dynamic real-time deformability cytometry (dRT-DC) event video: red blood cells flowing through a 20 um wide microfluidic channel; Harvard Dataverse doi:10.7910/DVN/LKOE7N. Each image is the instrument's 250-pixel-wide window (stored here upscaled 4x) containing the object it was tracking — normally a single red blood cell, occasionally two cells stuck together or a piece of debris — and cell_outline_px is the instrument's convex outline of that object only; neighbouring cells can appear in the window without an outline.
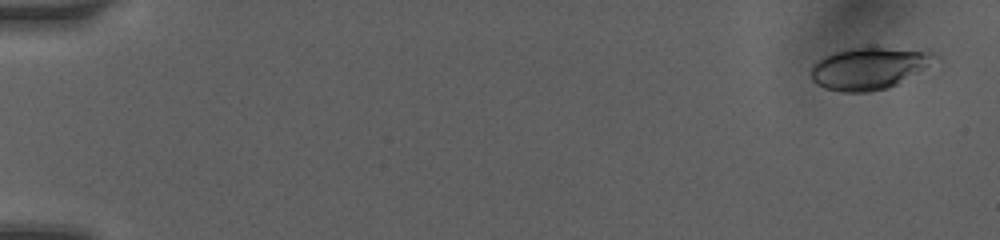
{"species": "human", "species_latin": "Homo sapiens", "temperature_condition": "room temperature", "stored_images_in_passage": 10, "camera_frame_rate_fps": 3000, "um_per_image_px": 0.085, "donor": {"sex": "female"}, "frame": {"image": 1, "passage_image": 1, "time_ms": 0.0, "image_size_px": [1000, 240], "cell_outline_px": [[944, 60], [888, 88], [868, 92], [840, 92], [824, 88], [816, 84], [812, 80], [808, 72], [812, 64], [816, 60], [824, 56], [836, 52], [852, 48], [928, 48], [940, 56]], "centroid_in_image_um": [73.98, 5.78], "position_along_channel_um": 11.0, "area_um2": 31.39}}
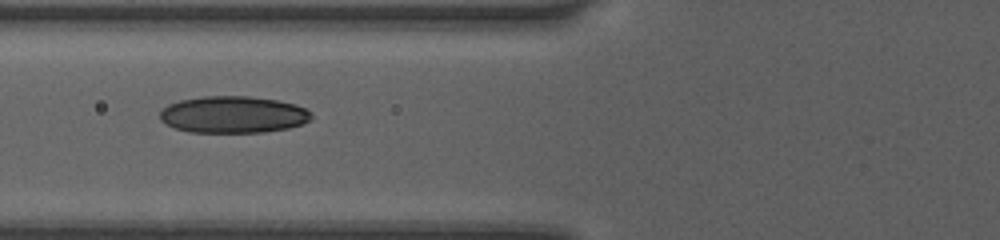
{"frame": {"image": 2, "passage_image": 8, "time_ms": 6.333, "image_size_px": [1000, 240], "cell_outline_px": [[312, 120], [288, 128], [264, 132], [188, 132], [176, 128], [160, 120], [160, 112], [168, 104], [180, 100], [204, 96], [248, 96], [276, 100], [296, 104], [312, 112]], "centroid_in_image_um": [19.84, 9.74], "position_along_channel_um": 106.0, "area_um2": 32.48}}
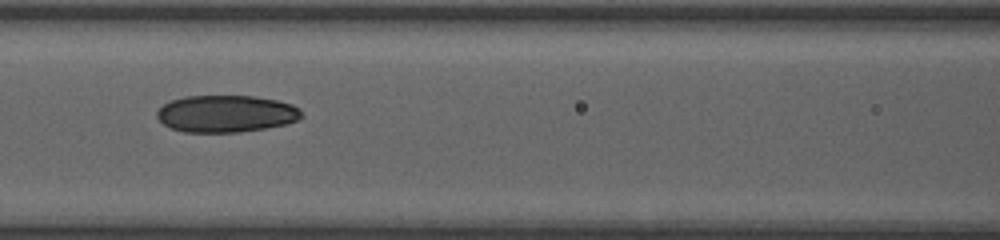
{"frame": {"image": 3, "passage_image": 9, "time_ms": 7.333, "image_size_px": [1000, 240], "cell_outline_px": [[304, 116], [296, 120], [284, 124], [264, 128], [240, 132], [184, 132], [172, 128], [164, 124], [156, 116], [156, 112], [168, 100], [184, 96], [256, 96], [276, 100], [292, 104], [300, 108]], "centroid_in_image_um": [19.21, 9.65], "position_along_channel_um": 147.4, "area_um2": 31.27}}